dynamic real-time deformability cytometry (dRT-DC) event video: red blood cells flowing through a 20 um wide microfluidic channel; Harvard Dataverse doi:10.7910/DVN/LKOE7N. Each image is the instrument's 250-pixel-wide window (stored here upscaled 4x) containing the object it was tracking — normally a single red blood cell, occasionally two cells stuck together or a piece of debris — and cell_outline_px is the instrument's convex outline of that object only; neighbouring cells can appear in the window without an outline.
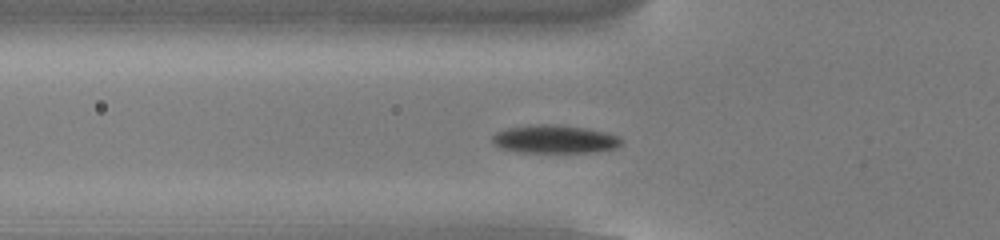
{"species": "common noctule bat (a hibernating species)", "species_latin": "Nyctalus noctula", "temperature_condition": "cold", "stored_images_in_passage": 48, "camera_frame_rate_fps": 3000, "um_per_image_px": 0.085, "animal": {"sex": "male", "body_mass_g": 13.0, "forearm_length_mm": 53.1}, "frame": {"image": 1, "passage_image": 13, "time_ms": 4.0, "image_size_px": [1000, 240], "cell_outline_px": [[624, 144], [616, 148], [596, 152], [516, 152], [500, 148], [492, 140], [492, 136], [496, 132], [508, 128], [540, 124], [552, 124], [584, 128], [604, 132], [620, 136], [624, 140]], "centroid_in_image_um": [47.2, 11.84], "position_along_channel_um": 78.6, "area_um2": 21.21}}
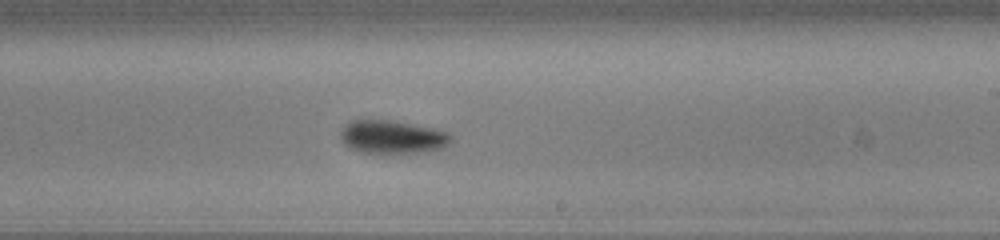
{"frame": {"image": 2, "passage_image": 27, "time_ms": 8.667, "image_size_px": [1000, 240], "cell_outline_px": [[452, 140], [444, 148], [424, 152], [388, 156], [360, 152], [344, 144], [340, 140], [340, 128], [352, 120], [388, 120], [432, 128], [448, 132], [452, 136]], "centroid_in_image_um": [33.33, 11.69], "position_along_channel_um": 255.7, "area_um2": 22.14}}
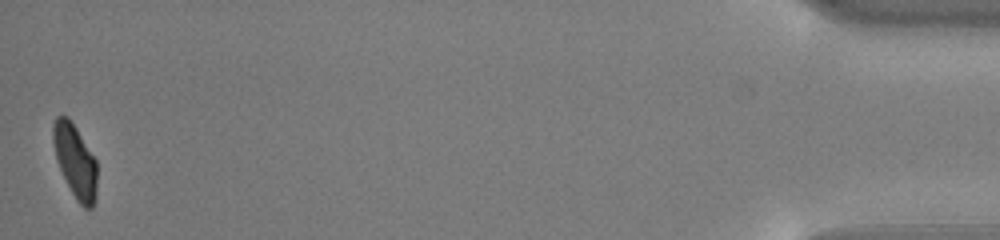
{"frame": {"image": 3, "passage_image": 48, "time_ms": 15.667, "image_size_px": [1000, 240], "cell_outline_px": [[96, 196], [92, 208], [84, 208], [76, 200], [56, 160], [52, 140], [52, 124], [56, 116], [68, 116], [76, 128], [96, 160]], "centroid_in_image_um": [6.37, 13.67], "position_along_channel_um": 428.8, "area_um2": 18.61}, "authors_computed_cell_mechanics": {"area_um2": 20.23, "velocity_mm_per_s": 3.7998, "shape_relaxation_time_tau1_ms": 2.6914, "shape_relaxation_time_tau2_ms": null, "deformation_change_tau1": 0.1095, "deformation_change_tau2": null}}